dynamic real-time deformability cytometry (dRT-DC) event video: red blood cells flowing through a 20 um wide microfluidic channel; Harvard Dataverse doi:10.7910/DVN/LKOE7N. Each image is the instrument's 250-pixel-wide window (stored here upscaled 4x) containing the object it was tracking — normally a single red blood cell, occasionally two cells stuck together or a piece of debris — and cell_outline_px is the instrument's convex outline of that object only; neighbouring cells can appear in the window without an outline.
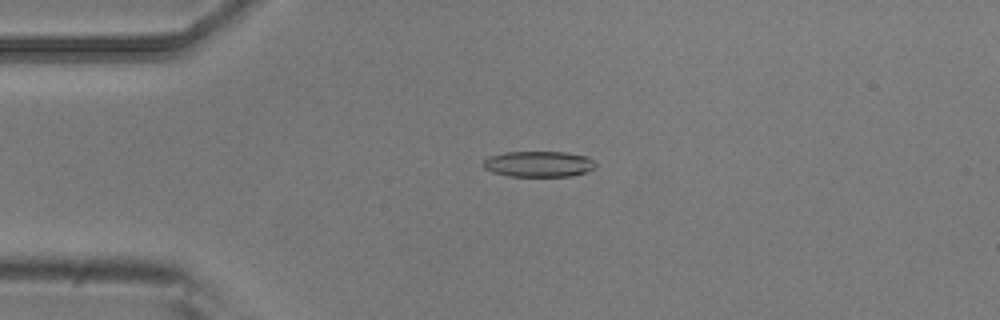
{"species": "common noctule bat (a hibernating species)", "species_latin": "Nyctalus noctula", "temperature_condition": "room temperature", "stored_images_in_passage": 4, "camera_frame_rate_fps": 3000, "um_per_image_px": 0.085, "animal": {"sex": "male", "body_mass_g": 20.5, "forearm_length_mm": 52.5}, "frame": {"image": 1, "passage_image": 3, "time_ms": 0.667, "image_size_px": [1000, 320], "cell_outline_px": [[596, 168], [572, 176], [508, 176], [492, 172], [484, 168], [484, 160], [488, 156], [504, 152], [564, 152], [588, 156], [596, 164]], "centroid_in_image_um": [45.78, 13.94], "position_along_channel_um": 39.2, "area_um2": 16.94}}